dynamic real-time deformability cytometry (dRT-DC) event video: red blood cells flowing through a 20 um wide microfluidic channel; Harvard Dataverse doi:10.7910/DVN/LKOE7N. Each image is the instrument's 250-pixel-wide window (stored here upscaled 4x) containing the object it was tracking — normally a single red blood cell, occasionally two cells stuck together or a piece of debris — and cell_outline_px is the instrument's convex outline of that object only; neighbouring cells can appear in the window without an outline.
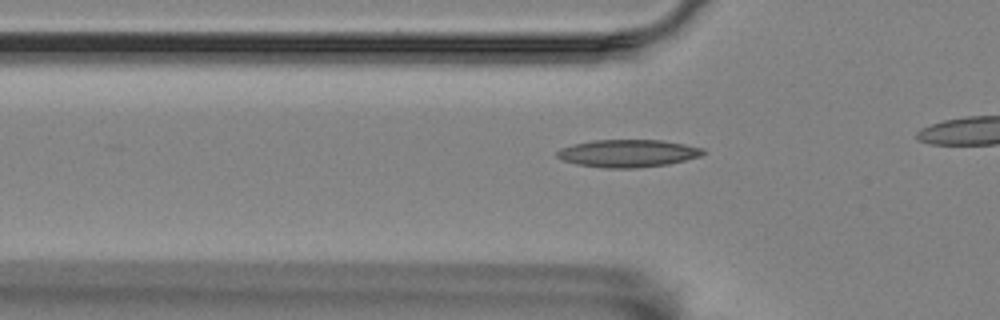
{"species": "Egyptian fruit bat (a non-hibernating species)", "species_latin": "Rousettus aegyptiacus", "temperature_condition": "room temperature", "stored_images_in_passage": 16, "camera_frame_rate_fps": 3000, "um_per_image_px": 0.085, "animal": {"sex": "female"}, "frame": {"image": 1, "passage_image": 10, "time_ms": 3.0, "image_size_px": [1000, 320], "cell_outline_px": [[704, 152], [700, 156], [668, 164], [636, 168], [604, 168], [576, 164], [564, 160], [556, 156], [556, 152], [560, 148], [572, 144], [592, 140], [664, 140], [704, 148]], "centroid_in_image_um": [53.34, 13.03], "position_along_channel_um": 72.5, "area_um2": 23.47}}
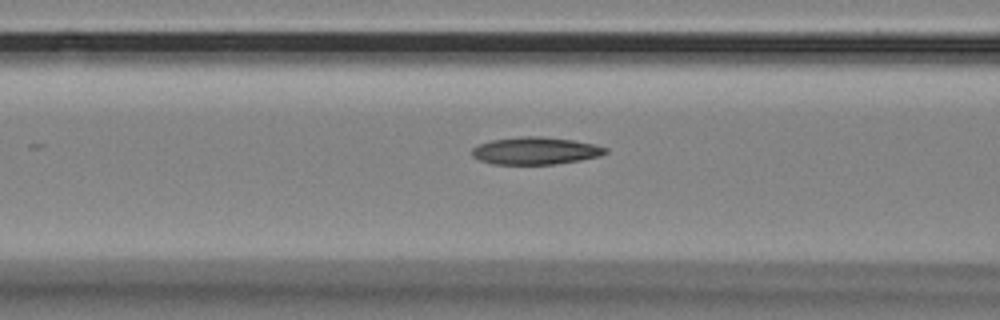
{"frame": {"image": 2, "passage_image": 14, "time_ms": 4.333, "image_size_px": [1000, 320], "cell_outline_px": [[608, 152], [600, 156], [580, 160], [556, 164], [492, 164], [480, 160], [472, 156], [472, 148], [480, 144], [492, 140], [520, 136], [540, 136], [572, 140], [592, 144], [608, 148]], "centroid_in_image_um": [45.51, 12.82], "position_along_channel_um": 121.1, "area_um2": 21.21}}